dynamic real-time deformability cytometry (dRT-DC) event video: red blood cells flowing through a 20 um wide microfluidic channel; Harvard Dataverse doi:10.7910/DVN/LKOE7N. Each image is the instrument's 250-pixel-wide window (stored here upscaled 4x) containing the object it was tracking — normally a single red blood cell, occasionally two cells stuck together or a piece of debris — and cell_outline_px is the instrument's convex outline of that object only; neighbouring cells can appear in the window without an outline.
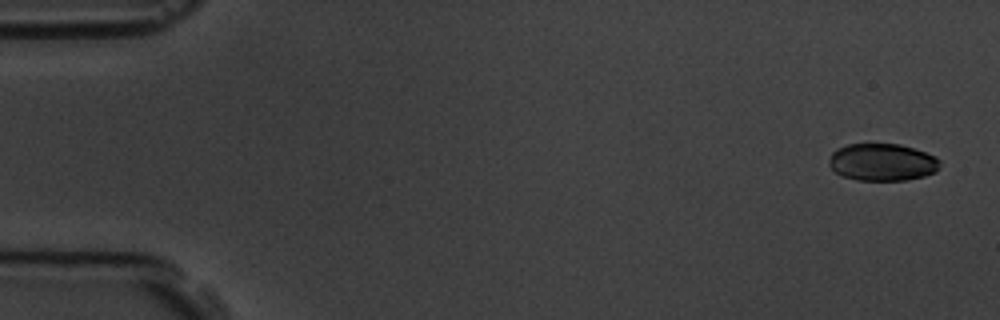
{"species": "common noctule bat (a hibernating species)", "species_latin": "Nyctalus noctula", "temperature_condition": "room temperature", "stored_images_in_passage": 15, "camera_frame_rate_fps": 3000, "um_per_image_px": 0.085, "animal": {"sex": "male", "body_mass_g": 19.5, "forearm_length_mm": 54.6}, "frame": {"image": 1, "passage_image": 1, "time_ms": 0.0, "image_size_px": [1000, 320], "cell_outline_px": [[940, 168], [936, 172], [924, 176], [908, 180], [856, 180], [844, 176], [836, 172], [828, 164], [828, 160], [832, 152], [836, 148], [848, 144], [900, 144], [936, 156], [940, 160]], "centroid_in_image_um": [75.0, 13.79], "position_along_channel_um": 10.0, "area_um2": 24.22}}
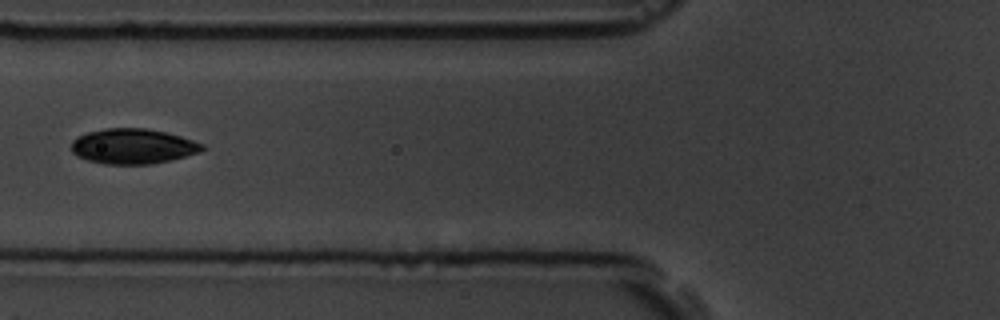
{"frame": {"image": 2, "passage_image": 6, "time_ms": 6.667, "image_size_px": [1000, 320], "cell_outline_px": [[204, 148], [200, 152], [172, 160], [152, 164], [104, 164], [88, 160], [76, 156], [72, 152], [72, 140], [88, 132], [104, 128], [144, 128], [164, 132], [180, 136], [204, 144]], "centroid_in_image_um": [11.3, 12.44], "position_along_channel_um": 114.5, "area_um2": 26.76}}
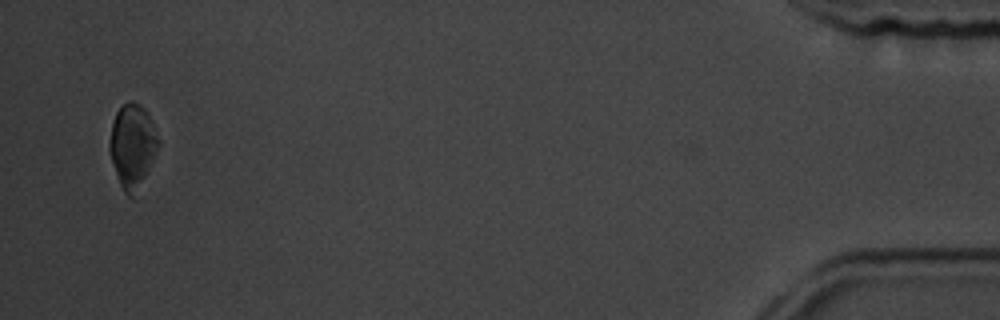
{"frame": {"image": 3, "passage_image": 15, "time_ms": 17.667, "image_size_px": [1000, 320], "cell_outline_px": [[160, 144], [136, 200], [132, 200], [124, 192], [120, 184], [108, 148], [108, 144], [112, 124], [116, 112], [128, 100], [132, 100], [140, 104], [144, 108], [152, 120]], "centroid_in_image_um": [11.27, 12.45], "position_along_channel_um": 423.9, "area_um2": 24.22}, "authors_computed_cell_mechanics": {"area_um2": 25.3742, "velocity_mm_per_s": 3.5919, "shape_relaxation_time_tau1_ms": 3.0071, "shape_relaxation_time_tau2_ms": 5.736, "deformation_change_tau1": 0.0718, "deformation_change_tau2": 0.0548}}